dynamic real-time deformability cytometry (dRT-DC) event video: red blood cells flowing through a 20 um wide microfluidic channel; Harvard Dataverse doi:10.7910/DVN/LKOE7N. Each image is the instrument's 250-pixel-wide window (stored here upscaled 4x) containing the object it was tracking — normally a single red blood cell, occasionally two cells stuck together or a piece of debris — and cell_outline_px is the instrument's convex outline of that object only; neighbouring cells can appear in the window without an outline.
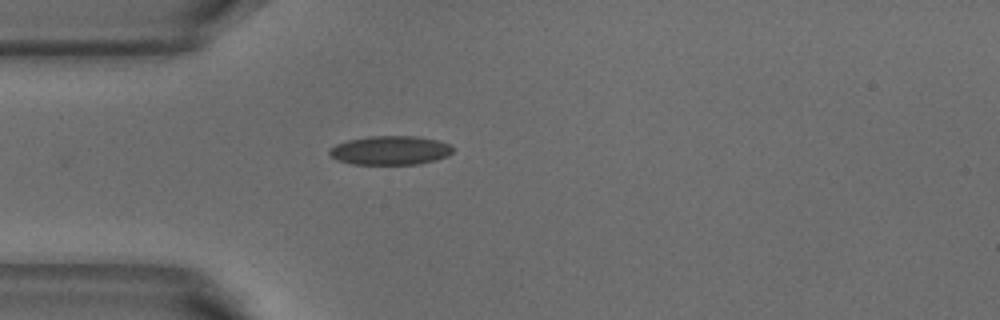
{"species": "common noctule bat (a hibernating species)", "species_latin": "Nyctalus noctula", "temperature_condition": "warm", "stored_images_in_passage": 2, "camera_frame_rate_fps": 3000, "um_per_image_px": 0.085, "animal": {"sex": "male", "body_mass_g": 18.8}, "frame": {"image": 1, "passage_image": 2, "time_ms": 0.333, "image_size_px": [1000, 320], "cell_outline_px": [[452, 152], [448, 156], [436, 160], [420, 164], [352, 164], [336, 160], [328, 152], [336, 144], [348, 140], [368, 136], [416, 136], [436, 140], [448, 144], [452, 148]], "centroid_in_image_um": [33.17, 12.78], "position_along_channel_um": 51.8, "area_um2": 20.75}}